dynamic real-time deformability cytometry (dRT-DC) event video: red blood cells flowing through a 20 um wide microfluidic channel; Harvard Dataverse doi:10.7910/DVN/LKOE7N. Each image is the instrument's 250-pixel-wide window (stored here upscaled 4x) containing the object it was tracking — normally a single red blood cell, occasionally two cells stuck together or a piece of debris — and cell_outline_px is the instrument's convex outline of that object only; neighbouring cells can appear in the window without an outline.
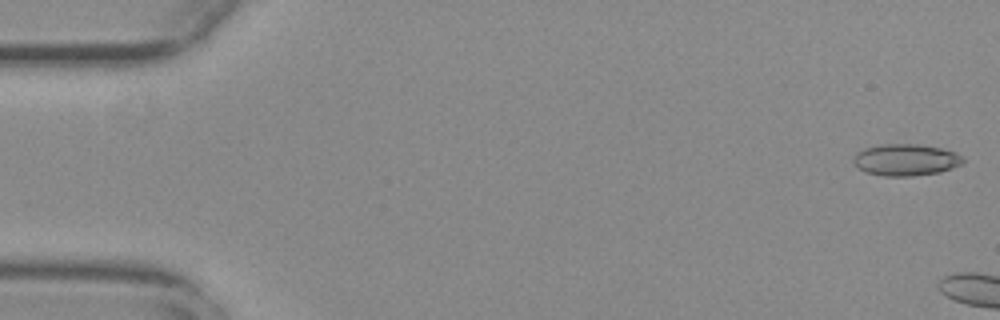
{"species": "common noctule bat (a hibernating species)", "species_latin": "Nyctalus noctula", "temperature_condition": "warm", "stored_images_in_passage": 5, "camera_frame_rate_fps": 3000, "um_per_image_px": 0.085, "animal": {"sex": "female", "body_mass_g": 29.2, "forearm_length_mm": 56.3}, "frame": {"image": 1, "passage_image": 1, "time_ms": 0.0, "image_size_px": [1000, 320], "cell_outline_px": [[964, 160], [960, 164], [952, 168], [940, 172], [912, 176], [884, 176], [864, 172], [852, 160], [856, 152], [864, 148], [884, 144], [916, 144], [940, 148], [956, 152]], "centroid_in_image_um": [76.97, 13.59], "position_along_channel_um": 8.0, "area_um2": 20.11}}